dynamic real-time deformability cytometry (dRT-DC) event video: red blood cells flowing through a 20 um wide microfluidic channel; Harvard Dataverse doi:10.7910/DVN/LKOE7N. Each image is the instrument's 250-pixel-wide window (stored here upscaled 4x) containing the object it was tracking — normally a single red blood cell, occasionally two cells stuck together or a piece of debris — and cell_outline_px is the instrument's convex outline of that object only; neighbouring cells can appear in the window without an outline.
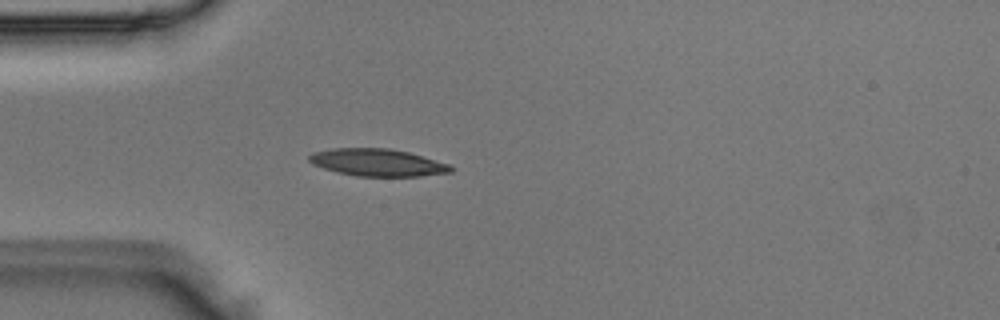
{"species": "Egyptian fruit bat (a non-hibernating species)", "species_latin": "Rousettus aegyptiacus", "temperature_condition": "room temperature", "stored_images_in_passage": 3, "camera_frame_rate_fps": 3000, "um_per_image_px": 0.085, "animal": {"sex": "male"}, "frame": {"image": 1, "passage_image": 3, "time_ms": 0.667, "image_size_px": [1000, 320], "cell_outline_px": [[452, 172], [420, 176], [356, 176], [324, 168], [308, 160], [308, 156], [312, 152], [332, 148], [388, 148], [408, 152], [448, 164], [452, 168]], "centroid_in_image_um": [32.07, 13.8], "position_along_channel_um": 52.9, "area_um2": 22.2}}